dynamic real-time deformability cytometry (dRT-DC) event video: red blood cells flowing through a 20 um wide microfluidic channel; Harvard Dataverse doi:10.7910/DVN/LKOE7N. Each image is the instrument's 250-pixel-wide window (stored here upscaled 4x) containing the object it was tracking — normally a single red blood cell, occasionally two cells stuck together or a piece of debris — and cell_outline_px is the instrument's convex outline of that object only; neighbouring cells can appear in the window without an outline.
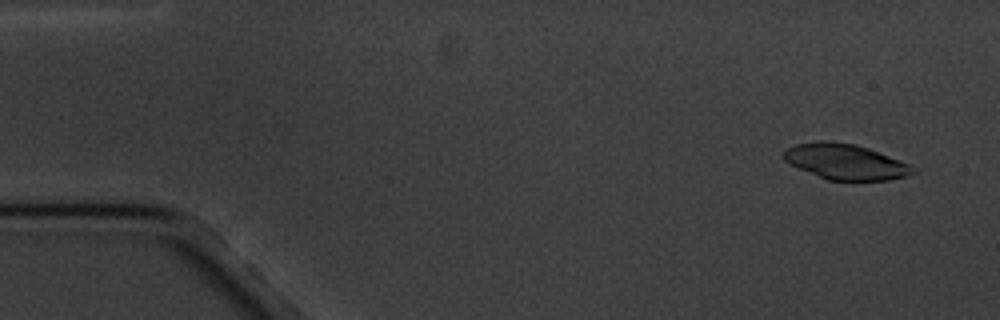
{"species": "common noctule bat (a hibernating species)", "species_latin": "Nyctalus noctula", "temperature_condition": "cold", "stored_images_in_passage": 4, "camera_frame_rate_fps": 3000, "um_per_image_px": 0.085, "animal": {"sex": "male", "body_mass_g": 20.1, "forearm_length_mm": 53.5}, "frame": {"image": 1, "passage_image": 1, "time_ms": 0.0, "image_size_px": [1000, 320], "cell_outline_px": [[916, 172], [908, 176], [888, 180], [828, 180], [800, 168], [784, 160], [780, 156], [784, 148], [796, 144], [820, 140], [828, 140], [856, 144], [868, 148], [900, 160], [908, 164]], "centroid_in_image_um": [71.82, 13.73], "position_along_channel_um": 13.2, "area_um2": 26.7}}